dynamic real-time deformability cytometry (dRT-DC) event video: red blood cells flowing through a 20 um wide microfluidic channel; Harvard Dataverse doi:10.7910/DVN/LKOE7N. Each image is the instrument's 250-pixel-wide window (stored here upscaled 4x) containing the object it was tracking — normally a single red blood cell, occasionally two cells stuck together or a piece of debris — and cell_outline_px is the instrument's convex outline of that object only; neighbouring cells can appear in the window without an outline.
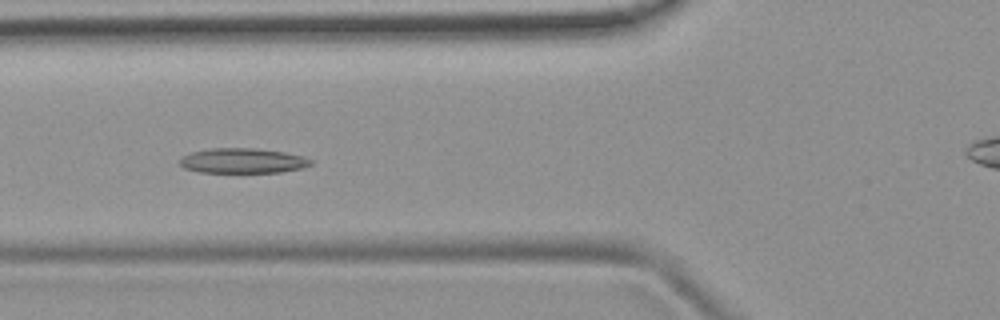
{"species": "common noctule bat (a hibernating species)", "species_latin": "Nyctalus noctula", "temperature_condition": "room temperature", "stored_images_in_passage": 31, "camera_frame_rate_fps": 3000, "um_per_image_px": 0.085, "animal": {"sex": "female", "body_mass_g": 19.9}, "frame": {"image": 1, "passage_image": 10, "time_ms": 3.0, "image_size_px": [1000, 320], "cell_outline_px": [[312, 164], [304, 168], [280, 172], [200, 172], [184, 168], [180, 164], [180, 156], [192, 152], [212, 148], [256, 148], [284, 152], [304, 156], [312, 160]], "centroid_in_image_um": [20.64, 13.66], "position_along_channel_um": 105.2, "area_um2": 19.13}, "authors_computed_cell_mechanics": {"area_um2": 18.7272, "velocity_mm_per_s": 3.8716, "shape_relaxation_time_tau1_ms": null, "shape_relaxation_time_tau2_ms": 4.9073, "deformation_change_tau1": null, "deformation_change_tau2": 0.1208}}